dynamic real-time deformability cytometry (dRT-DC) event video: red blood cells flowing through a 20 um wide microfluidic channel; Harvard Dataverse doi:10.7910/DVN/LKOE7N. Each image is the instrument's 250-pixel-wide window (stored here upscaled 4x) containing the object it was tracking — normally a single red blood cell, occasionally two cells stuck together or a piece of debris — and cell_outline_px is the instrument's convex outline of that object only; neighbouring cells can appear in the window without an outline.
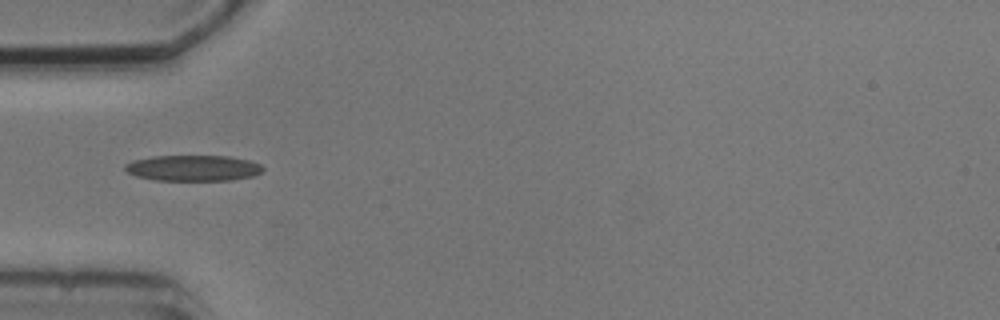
{"species": "common noctule bat (a hibernating species)", "species_latin": "Nyctalus noctula", "temperature_condition": "cold", "stored_images_in_passage": 3, "camera_frame_rate_fps": 3000, "um_per_image_px": 0.085, "animal": {"sex": "male", "body_mass_g": 20.5, "forearm_length_mm": 52.5}, "frame": {"image": 1, "passage_image": 1, "time_ms": 0.0, "image_size_px": [1000, 320], "cell_outline_px": [[264, 172], [252, 176], [232, 180], [156, 180], [136, 176], [128, 172], [124, 168], [124, 164], [132, 160], [152, 156], [228, 156], [248, 160], [260, 164], [264, 168]], "centroid_in_image_um": [16.42, 14.28], "position_along_channel_um": 68.6, "area_um2": 20.81}}
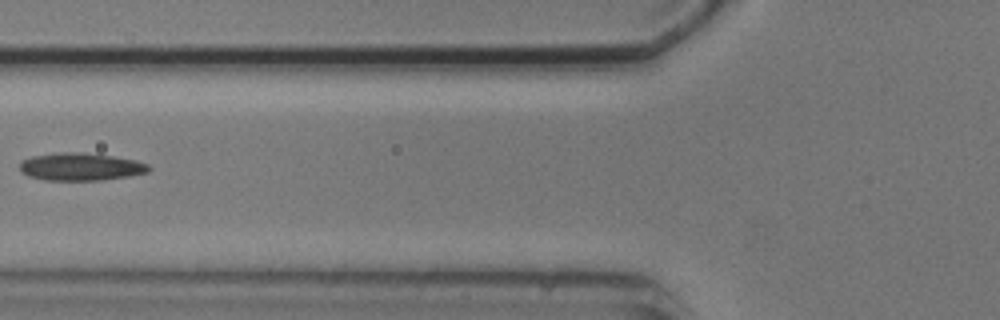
{"frame": {"image": 2, "passage_image": 2, "time_ms": 1.333, "image_size_px": [1000, 320], "cell_outline_px": [[152, 168], [148, 172], [128, 176], [100, 180], [44, 180], [28, 176], [20, 172], [20, 164], [24, 160], [32, 156], [60, 152], [84, 152], [112, 156], [136, 160], [148, 164]], "centroid_in_image_um": [6.86, 14.17], "position_along_channel_um": 118.9, "area_um2": 20.81}}
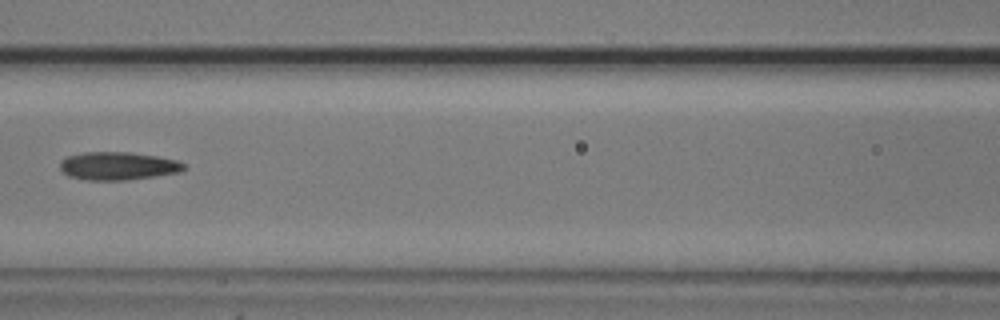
{"frame": {"image": 3, "passage_image": 3, "time_ms": 2.333, "image_size_px": [1000, 320], "cell_outline_px": [[188, 168], [180, 172], [156, 176], [128, 180], [84, 180], [68, 176], [60, 168], [60, 160], [68, 156], [84, 152], [132, 152], [156, 156], [176, 160], [184, 164]], "centroid_in_image_um": [10.03, 14.11], "position_along_channel_um": 156.6, "area_um2": 20.4}}